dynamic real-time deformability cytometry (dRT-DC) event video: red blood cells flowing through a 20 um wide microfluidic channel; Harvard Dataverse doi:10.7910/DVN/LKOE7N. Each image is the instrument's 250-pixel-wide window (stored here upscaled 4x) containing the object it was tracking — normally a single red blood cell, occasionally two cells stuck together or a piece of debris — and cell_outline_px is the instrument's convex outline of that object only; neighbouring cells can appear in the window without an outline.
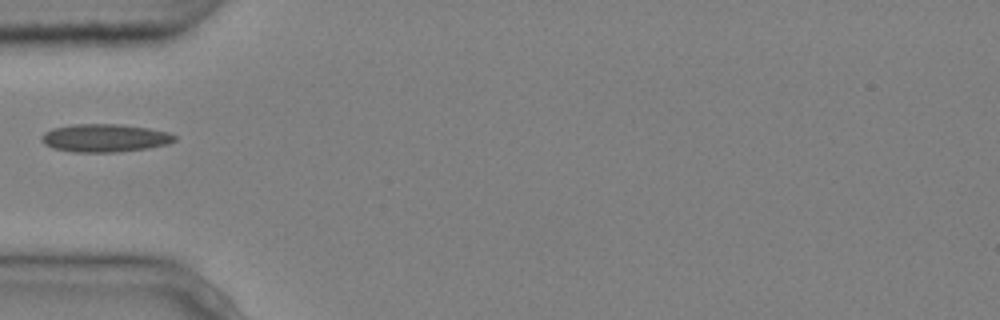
{"species": "common noctule bat (a hibernating species)", "species_latin": "Nyctalus noctula", "temperature_condition": "cold", "stored_images_in_passage": 2, "camera_frame_rate_fps": 3000, "um_per_image_px": 0.085, "animal": {"sex": "male", "body_mass_g": 20.4}, "frame": {"image": 1, "passage_image": 1, "time_ms": 0.0, "image_size_px": [1000, 320], "cell_outline_px": [[176, 140], [168, 144], [148, 148], [120, 152], [72, 152], [52, 148], [44, 144], [40, 140], [40, 136], [44, 132], [52, 128], [76, 124], [120, 124], [148, 128], [168, 132], [176, 136]], "centroid_in_image_um": [8.88, 11.73], "position_along_channel_um": 76.1, "area_um2": 21.91}}